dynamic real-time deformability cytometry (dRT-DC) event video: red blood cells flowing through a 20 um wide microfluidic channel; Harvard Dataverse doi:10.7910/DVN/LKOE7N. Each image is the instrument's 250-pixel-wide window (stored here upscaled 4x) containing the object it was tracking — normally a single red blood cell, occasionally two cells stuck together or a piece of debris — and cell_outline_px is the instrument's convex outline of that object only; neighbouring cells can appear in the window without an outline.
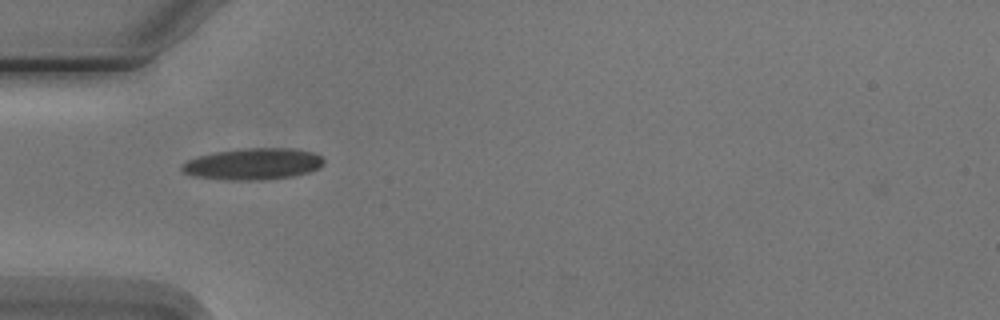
{"species": "Egyptian fruit bat (a non-hibernating species)", "species_latin": "Rousettus aegyptiacus", "temperature_condition": "cold", "stored_images_in_passage": 2, "camera_frame_rate_fps": 3000, "um_per_image_px": 0.085, "animal": {"sex": "male"}, "frame": {"image": 1, "passage_image": 1, "time_ms": 0.0, "image_size_px": [1000, 320], "cell_outline_px": [[324, 164], [320, 168], [308, 172], [292, 176], [260, 180], [228, 180], [196, 176], [184, 172], [180, 168], [180, 164], [196, 156], [216, 152], [244, 148], [292, 148], [312, 152], [320, 156], [324, 160]], "centroid_in_image_um": [21.51, 13.93], "position_along_channel_um": 63.5, "area_um2": 26.01}}
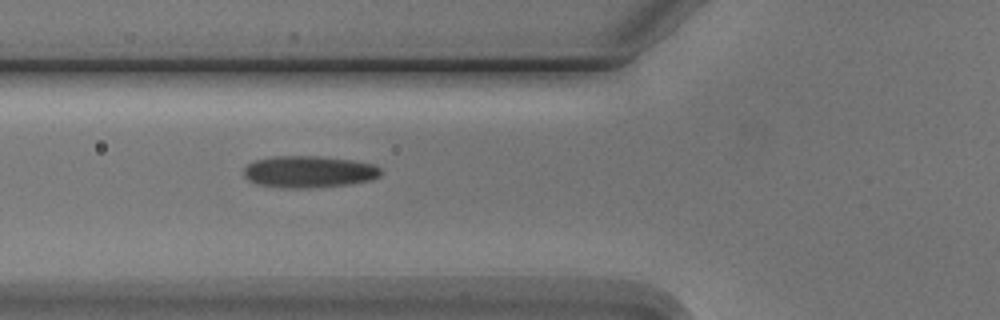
{"frame": {"image": 2, "passage_image": 2, "time_ms": 1.0, "image_size_px": [1000, 320], "cell_outline_px": [[384, 172], [380, 176], [372, 180], [352, 184], [312, 188], [280, 188], [256, 184], [248, 180], [244, 176], [244, 168], [248, 164], [256, 160], [272, 156], [316, 156], [352, 160], [376, 164]], "centroid_in_image_um": [26.29, 14.61], "position_along_channel_um": 99.5, "area_um2": 25.84}}